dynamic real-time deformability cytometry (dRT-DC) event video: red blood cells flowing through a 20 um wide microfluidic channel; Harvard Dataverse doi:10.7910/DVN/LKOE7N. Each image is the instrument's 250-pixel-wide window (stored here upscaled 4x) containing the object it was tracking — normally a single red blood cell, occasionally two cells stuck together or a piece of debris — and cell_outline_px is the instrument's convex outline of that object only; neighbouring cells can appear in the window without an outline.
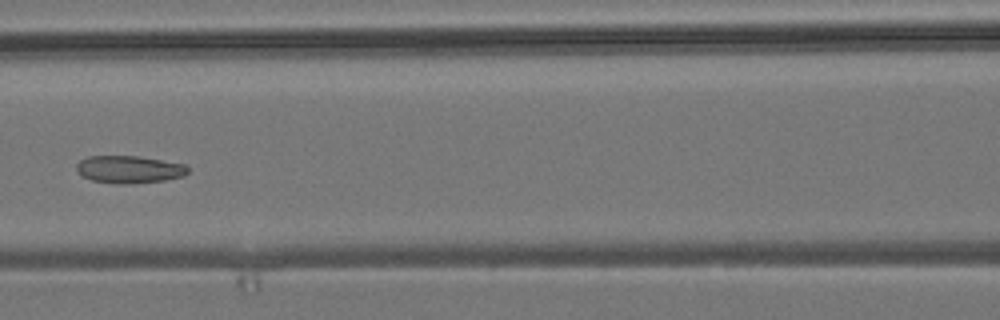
{"species": "common noctule bat (a hibernating species)", "species_latin": "Nyctalus noctula", "temperature_condition": "room temperature", "stored_images_in_passage": 9, "camera_frame_rate_fps": 3000, "um_per_image_px": 0.085, "animal": {"sex": "male", "body_mass_g": 19.2, "forearm_length_mm": 51.8}, "frame": {"image": 1, "passage_image": 8, "time_ms": 2.333, "image_size_px": [1000, 320], "cell_outline_px": [[188, 172], [184, 176], [164, 180], [128, 184], [120, 184], [92, 180], [84, 176], [76, 168], [76, 164], [80, 160], [88, 156], [140, 156], [184, 164], [188, 168]], "centroid_in_image_um": [10.99, 14.39], "position_along_channel_um": 155.6, "area_um2": 17.69}}
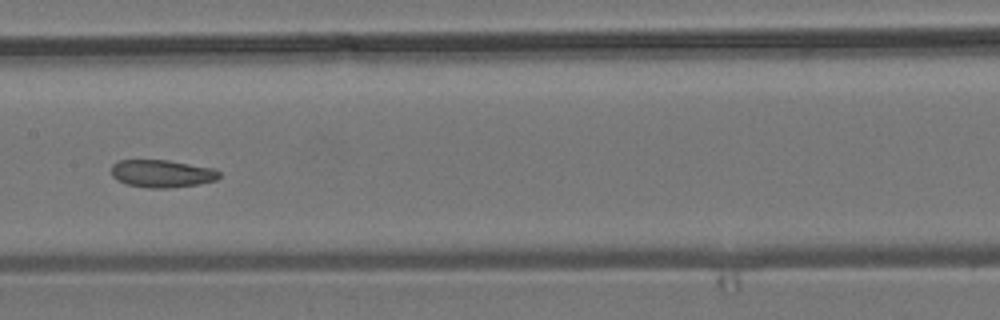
{"frame": {"image": 2, "passage_image": 9, "time_ms": 2.667, "image_size_px": [1000, 320], "cell_outline_px": [[220, 176], [216, 180], [196, 184], [168, 188], [148, 188], [128, 184], [116, 180], [112, 176], [112, 164], [120, 160], [168, 160], [216, 168], [220, 172]], "centroid_in_image_um": [13.78, 14.74], "position_along_channel_um": 193.6, "area_um2": 17.4}}